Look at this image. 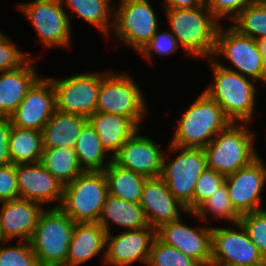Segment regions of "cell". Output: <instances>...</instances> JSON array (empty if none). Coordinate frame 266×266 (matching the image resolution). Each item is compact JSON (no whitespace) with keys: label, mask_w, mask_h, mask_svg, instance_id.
<instances>
[{"label":"cell","mask_w":266,"mask_h":266,"mask_svg":"<svg viewBox=\"0 0 266 266\" xmlns=\"http://www.w3.org/2000/svg\"><path fill=\"white\" fill-rule=\"evenodd\" d=\"M168 26L187 56L213 58L220 22L203 4L192 9H165Z\"/></svg>","instance_id":"1"},{"label":"cell","mask_w":266,"mask_h":266,"mask_svg":"<svg viewBox=\"0 0 266 266\" xmlns=\"http://www.w3.org/2000/svg\"><path fill=\"white\" fill-rule=\"evenodd\" d=\"M210 62L214 81L204 92L221 106L231 122L250 124L255 112L256 81L220 66L216 59Z\"/></svg>","instance_id":"2"},{"label":"cell","mask_w":266,"mask_h":266,"mask_svg":"<svg viewBox=\"0 0 266 266\" xmlns=\"http://www.w3.org/2000/svg\"><path fill=\"white\" fill-rule=\"evenodd\" d=\"M178 121L170 144L192 148H205L231 123L221 106L204 91Z\"/></svg>","instance_id":"3"},{"label":"cell","mask_w":266,"mask_h":266,"mask_svg":"<svg viewBox=\"0 0 266 266\" xmlns=\"http://www.w3.org/2000/svg\"><path fill=\"white\" fill-rule=\"evenodd\" d=\"M247 125L231 122L203 148L208 168L227 176L259 156L254 149L255 133Z\"/></svg>","instance_id":"4"},{"label":"cell","mask_w":266,"mask_h":266,"mask_svg":"<svg viewBox=\"0 0 266 266\" xmlns=\"http://www.w3.org/2000/svg\"><path fill=\"white\" fill-rule=\"evenodd\" d=\"M75 224L60 208L41 212L29 240L39 266H65Z\"/></svg>","instance_id":"5"},{"label":"cell","mask_w":266,"mask_h":266,"mask_svg":"<svg viewBox=\"0 0 266 266\" xmlns=\"http://www.w3.org/2000/svg\"><path fill=\"white\" fill-rule=\"evenodd\" d=\"M108 194L104 171H83L64 186L59 208L75 223L97 222Z\"/></svg>","instance_id":"6"},{"label":"cell","mask_w":266,"mask_h":266,"mask_svg":"<svg viewBox=\"0 0 266 266\" xmlns=\"http://www.w3.org/2000/svg\"><path fill=\"white\" fill-rule=\"evenodd\" d=\"M129 74L108 71L100 82L96 112L128 117L141 129V122L147 115V102Z\"/></svg>","instance_id":"7"},{"label":"cell","mask_w":266,"mask_h":266,"mask_svg":"<svg viewBox=\"0 0 266 266\" xmlns=\"http://www.w3.org/2000/svg\"><path fill=\"white\" fill-rule=\"evenodd\" d=\"M171 152L177 155L167 161L170 155L164 152L160 177L167 183L172 195L193 212V195L200 174L207 168L203 148L180 147L169 143ZM179 151V152H178ZM169 162V163H168Z\"/></svg>","instance_id":"8"},{"label":"cell","mask_w":266,"mask_h":266,"mask_svg":"<svg viewBox=\"0 0 266 266\" xmlns=\"http://www.w3.org/2000/svg\"><path fill=\"white\" fill-rule=\"evenodd\" d=\"M112 33L139 53L158 28V18L148 0H120L114 4Z\"/></svg>","instance_id":"9"},{"label":"cell","mask_w":266,"mask_h":266,"mask_svg":"<svg viewBox=\"0 0 266 266\" xmlns=\"http://www.w3.org/2000/svg\"><path fill=\"white\" fill-rule=\"evenodd\" d=\"M228 27L224 29L220 24L217 30L213 58L223 55L237 70L216 61L220 66L262 82L265 63L258 42L239 33L231 25Z\"/></svg>","instance_id":"10"},{"label":"cell","mask_w":266,"mask_h":266,"mask_svg":"<svg viewBox=\"0 0 266 266\" xmlns=\"http://www.w3.org/2000/svg\"><path fill=\"white\" fill-rule=\"evenodd\" d=\"M17 8L37 31L42 46L70 47L72 27L61 0H34Z\"/></svg>","instance_id":"11"},{"label":"cell","mask_w":266,"mask_h":266,"mask_svg":"<svg viewBox=\"0 0 266 266\" xmlns=\"http://www.w3.org/2000/svg\"><path fill=\"white\" fill-rule=\"evenodd\" d=\"M106 73L84 72L64 79L50 77L56 93V110L89 117L96 112L100 82Z\"/></svg>","instance_id":"12"},{"label":"cell","mask_w":266,"mask_h":266,"mask_svg":"<svg viewBox=\"0 0 266 266\" xmlns=\"http://www.w3.org/2000/svg\"><path fill=\"white\" fill-rule=\"evenodd\" d=\"M223 265L266 266L240 222L228 228L212 227L211 266Z\"/></svg>","instance_id":"13"},{"label":"cell","mask_w":266,"mask_h":266,"mask_svg":"<svg viewBox=\"0 0 266 266\" xmlns=\"http://www.w3.org/2000/svg\"><path fill=\"white\" fill-rule=\"evenodd\" d=\"M261 159L258 156L249 165L225 178L231 204L240 216L263 210L261 194L266 184V165Z\"/></svg>","instance_id":"14"},{"label":"cell","mask_w":266,"mask_h":266,"mask_svg":"<svg viewBox=\"0 0 266 266\" xmlns=\"http://www.w3.org/2000/svg\"><path fill=\"white\" fill-rule=\"evenodd\" d=\"M181 221L180 218L161 225L156 229V237L164 244L199 261L203 266H211L212 227L202 225L192 228Z\"/></svg>","instance_id":"15"},{"label":"cell","mask_w":266,"mask_h":266,"mask_svg":"<svg viewBox=\"0 0 266 266\" xmlns=\"http://www.w3.org/2000/svg\"><path fill=\"white\" fill-rule=\"evenodd\" d=\"M56 111V93L49 78L42 76L27 91L14 113L12 126L42 131Z\"/></svg>","instance_id":"16"},{"label":"cell","mask_w":266,"mask_h":266,"mask_svg":"<svg viewBox=\"0 0 266 266\" xmlns=\"http://www.w3.org/2000/svg\"><path fill=\"white\" fill-rule=\"evenodd\" d=\"M138 129L112 157L119 167L144 175L147 178L160 177L164 151L153 139L139 135Z\"/></svg>","instance_id":"17"},{"label":"cell","mask_w":266,"mask_h":266,"mask_svg":"<svg viewBox=\"0 0 266 266\" xmlns=\"http://www.w3.org/2000/svg\"><path fill=\"white\" fill-rule=\"evenodd\" d=\"M156 230L141 228L122 231L112 236L106 233L104 264L111 266H130L134 262L146 265Z\"/></svg>","instance_id":"18"},{"label":"cell","mask_w":266,"mask_h":266,"mask_svg":"<svg viewBox=\"0 0 266 266\" xmlns=\"http://www.w3.org/2000/svg\"><path fill=\"white\" fill-rule=\"evenodd\" d=\"M20 198L37 202L42 206L55 201L52 208H59L64 185L41 162L15 164Z\"/></svg>","instance_id":"19"},{"label":"cell","mask_w":266,"mask_h":266,"mask_svg":"<svg viewBox=\"0 0 266 266\" xmlns=\"http://www.w3.org/2000/svg\"><path fill=\"white\" fill-rule=\"evenodd\" d=\"M139 205L144 209L149 226L155 230L180 219L181 210L188 214L186 206L172 195L161 177L147 178Z\"/></svg>","instance_id":"20"},{"label":"cell","mask_w":266,"mask_h":266,"mask_svg":"<svg viewBox=\"0 0 266 266\" xmlns=\"http://www.w3.org/2000/svg\"><path fill=\"white\" fill-rule=\"evenodd\" d=\"M43 207L24 198L1 202L0 233L4 243L17 238L29 242Z\"/></svg>","instance_id":"21"},{"label":"cell","mask_w":266,"mask_h":266,"mask_svg":"<svg viewBox=\"0 0 266 266\" xmlns=\"http://www.w3.org/2000/svg\"><path fill=\"white\" fill-rule=\"evenodd\" d=\"M33 60L30 58L19 68L0 72V117L9 118L40 78Z\"/></svg>","instance_id":"22"},{"label":"cell","mask_w":266,"mask_h":266,"mask_svg":"<svg viewBox=\"0 0 266 266\" xmlns=\"http://www.w3.org/2000/svg\"><path fill=\"white\" fill-rule=\"evenodd\" d=\"M106 232L98 222L76 223L65 266H79L102 253L105 260Z\"/></svg>","instance_id":"23"},{"label":"cell","mask_w":266,"mask_h":266,"mask_svg":"<svg viewBox=\"0 0 266 266\" xmlns=\"http://www.w3.org/2000/svg\"><path fill=\"white\" fill-rule=\"evenodd\" d=\"M98 134L103 148L113 157L139 129L128 117L95 112L87 118Z\"/></svg>","instance_id":"24"},{"label":"cell","mask_w":266,"mask_h":266,"mask_svg":"<svg viewBox=\"0 0 266 266\" xmlns=\"http://www.w3.org/2000/svg\"><path fill=\"white\" fill-rule=\"evenodd\" d=\"M97 222L104 228L106 233L111 231L110 223L124 228V231L151 228L146 219L144 209L139 204L109 194Z\"/></svg>","instance_id":"25"},{"label":"cell","mask_w":266,"mask_h":266,"mask_svg":"<svg viewBox=\"0 0 266 266\" xmlns=\"http://www.w3.org/2000/svg\"><path fill=\"white\" fill-rule=\"evenodd\" d=\"M87 122L83 115L56 110L42 129L43 148H74Z\"/></svg>","instance_id":"26"},{"label":"cell","mask_w":266,"mask_h":266,"mask_svg":"<svg viewBox=\"0 0 266 266\" xmlns=\"http://www.w3.org/2000/svg\"><path fill=\"white\" fill-rule=\"evenodd\" d=\"M63 7L69 8L74 14L68 16L71 18L77 14L88 24L93 25L103 34L106 39L112 32L114 25V4L112 0H61ZM113 13V14H112ZM71 17V18H70ZM112 17V18H111Z\"/></svg>","instance_id":"27"},{"label":"cell","mask_w":266,"mask_h":266,"mask_svg":"<svg viewBox=\"0 0 266 266\" xmlns=\"http://www.w3.org/2000/svg\"><path fill=\"white\" fill-rule=\"evenodd\" d=\"M74 150L79 165L84 171H104L112 162L111 155L107 154L108 152L103 148L98 134L89 122L83 126Z\"/></svg>","instance_id":"28"},{"label":"cell","mask_w":266,"mask_h":266,"mask_svg":"<svg viewBox=\"0 0 266 266\" xmlns=\"http://www.w3.org/2000/svg\"><path fill=\"white\" fill-rule=\"evenodd\" d=\"M104 173L107 179L109 195L136 204L140 203L147 177L121 168L113 161L105 168Z\"/></svg>","instance_id":"29"},{"label":"cell","mask_w":266,"mask_h":266,"mask_svg":"<svg viewBox=\"0 0 266 266\" xmlns=\"http://www.w3.org/2000/svg\"><path fill=\"white\" fill-rule=\"evenodd\" d=\"M9 151L13 164L41 162L42 131L12 126L9 135Z\"/></svg>","instance_id":"30"},{"label":"cell","mask_w":266,"mask_h":266,"mask_svg":"<svg viewBox=\"0 0 266 266\" xmlns=\"http://www.w3.org/2000/svg\"><path fill=\"white\" fill-rule=\"evenodd\" d=\"M41 163L64 186L84 171L74 148H43Z\"/></svg>","instance_id":"31"},{"label":"cell","mask_w":266,"mask_h":266,"mask_svg":"<svg viewBox=\"0 0 266 266\" xmlns=\"http://www.w3.org/2000/svg\"><path fill=\"white\" fill-rule=\"evenodd\" d=\"M188 213L199 221H207L209 217L207 215L211 213L210 215L215 219L227 220L228 225L238 223L241 217L231 204L225 183L204 200L194 212Z\"/></svg>","instance_id":"32"},{"label":"cell","mask_w":266,"mask_h":266,"mask_svg":"<svg viewBox=\"0 0 266 266\" xmlns=\"http://www.w3.org/2000/svg\"><path fill=\"white\" fill-rule=\"evenodd\" d=\"M232 21L231 26L239 33L256 41L266 38V3L248 5Z\"/></svg>","instance_id":"33"},{"label":"cell","mask_w":266,"mask_h":266,"mask_svg":"<svg viewBox=\"0 0 266 266\" xmlns=\"http://www.w3.org/2000/svg\"><path fill=\"white\" fill-rule=\"evenodd\" d=\"M147 266H203L199 261L185 255L175 247L161 242L157 237L154 238Z\"/></svg>","instance_id":"34"},{"label":"cell","mask_w":266,"mask_h":266,"mask_svg":"<svg viewBox=\"0 0 266 266\" xmlns=\"http://www.w3.org/2000/svg\"><path fill=\"white\" fill-rule=\"evenodd\" d=\"M239 222L246 230L252 243L266 260V210L241 215Z\"/></svg>","instance_id":"35"},{"label":"cell","mask_w":266,"mask_h":266,"mask_svg":"<svg viewBox=\"0 0 266 266\" xmlns=\"http://www.w3.org/2000/svg\"><path fill=\"white\" fill-rule=\"evenodd\" d=\"M15 245L6 247L0 243V266H39L29 242Z\"/></svg>","instance_id":"36"},{"label":"cell","mask_w":266,"mask_h":266,"mask_svg":"<svg viewBox=\"0 0 266 266\" xmlns=\"http://www.w3.org/2000/svg\"><path fill=\"white\" fill-rule=\"evenodd\" d=\"M226 176L206 168L199 176L193 195V212L225 183Z\"/></svg>","instance_id":"37"},{"label":"cell","mask_w":266,"mask_h":266,"mask_svg":"<svg viewBox=\"0 0 266 266\" xmlns=\"http://www.w3.org/2000/svg\"><path fill=\"white\" fill-rule=\"evenodd\" d=\"M158 31L159 30L157 29L150 41L139 52L140 55L149 61H151L153 54L159 55L161 57L174 53L177 51L178 47L182 48L170 30L161 31L160 33Z\"/></svg>","instance_id":"38"},{"label":"cell","mask_w":266,"mask_h":266,"mask_svg":"<svg viewBox=\"0 0 266 266\" xmlns=\"http://www.w3.org/2000/svg\"><path fill=\"white\" fill-rule=\"evenodd\" d=\"M30 58V55L18 49L14 41L0 31V72L19 68Z\"/></svg>","instance_id":"39"},{"label":"cell","mask_w":266,"mask_h":266,"mask_svg":"<svg viewBox=\"0 0 266 266\" xmlns=\"http://www.w3.org/2000/svg\"><path fill=\"white\" fill-rule=\"evenodd\" d=\"M255 0H204V4L221 23L223 18L233 20L244 8Z\"/></svg>","instance_id":"40"},{"label":"cell","mask_w":266,"mask_h":266,"mask_svg":"<svg viewBox=\"0 0 266 266\" xmlns=\"http://www.w3.org/2000/svg\"><path fill=\"white\" fill-rule=\"evenodd\" d=\"M20 198L15 164L0 166V203Z\"/></svg>","instance_id":"41"},{"label":"cell","mask_w":266,"mask_h":266,"mask_svg":"<svg viewBox=\"0 0 266 266\" xmlns=\"http://www.w3.org/2000/svg\"><path fill=\"white\" fill-rule=\"evenodd\" d=\"M12 124L9 118L0 117V166L11 164L9 151V135Z\"/></svg>","instance_id":"42"},{"label":"cell","mask_w":266,"mask_h":266,"mask_svg":"<svg viewBox=\"0 0 266 266\" xmlns=\"http://www.w3.org/2000/svg\"><path fill=\"white\" fill-rule=\"evenodd\" d=\"M165 9H192L201 7L204 0H164Z\"/></svg>","instance_id":"43"},{"label":"cell","mask_w":266,"mask_h":266,"mask_svg":"<svg viewBox=\"0 0 266 266\" xmlns=\"http://www.w3.org/2000/svg\"><path fill=\"white\" fill-rule=\"evenodd\" d=\"M264 63H266V38L257 40Z\"/></svg>","instance_id":"44"},{"label":"cell","mask_w":266,"mask_h":266,"mask_svg":"<svg viewBox=\"0 0 266 266\" xmlns=\"http://www.w3.org/2000/svg\"><path fill=\"white\" fill-rule=\"evenodd\" d=\"M262 82L266 84V63H265V67H264V74H263Z\"/></svg>","instance_id":"45"},{"label":"cell","mask_w":266,"mask_h":266,"mask_svg":"<svg viewBox=\"0 0 266 266\" xmlns=\"http://www.w3.org/2000/svg\"><path fill=\"white\" fill-rule=\"evenodd\" d=\"M257 3H266V0H255Z\"/></svg>","instance_id":"46"},{"label":"cell","mask_w":266,"mask_h":266,"mask_svg":"<svg viewBox=\"0 0 266 266\" xmlns=\"http://www.w3.org/2000/svg\"><path fill=\"white\" fill-rule=\"evenodd\" d=\"M3 239H2V236H1V233H0V243H3Z\"/></svg>","instance_id":"47"},{"label":"cell","mask_w":266,"mask_h":266,"mask_svg":"<svg viewBox=\"0 0 266 266\" xmlns=\"http://www.w3.org/2000/svg\"><path fill=\"white\" fill-rule=\"evenodd\" d=\"M223 266H241V265H223Z\"/></svg>","instance_id":"48"}]
</instances>
